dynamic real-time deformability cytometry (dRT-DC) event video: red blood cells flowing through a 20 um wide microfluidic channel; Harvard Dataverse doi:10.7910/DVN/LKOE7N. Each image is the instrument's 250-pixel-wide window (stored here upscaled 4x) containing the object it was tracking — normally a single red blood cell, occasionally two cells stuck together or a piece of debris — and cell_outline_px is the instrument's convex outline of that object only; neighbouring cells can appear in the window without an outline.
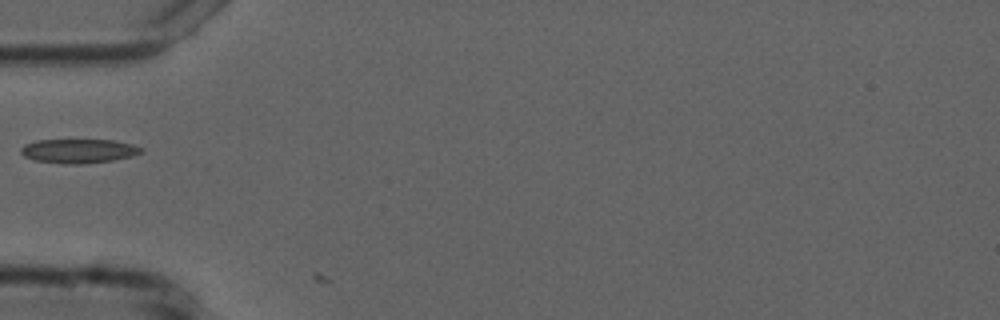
{"species": "common noctule bat (a hibernating species)", "species_latin": "Nyctalus noctula", "temperature_condition": "cold", "stored_images_in_passage": 2, "camera_frame_rate_fps": 3000, "um_per_image_px": 0.085, "animal": {"sex": "male", "forearm_length_mm": 52.5}, "frame": {"image": 1, "passage_image": 1, "time_ms": 0.0, "image_size_px": [1000, 320], "cell_outline_px": [[144, 152], [132, 156], [112, 160], [84, 164], [64, 164], [36, 160], [24, 156], [20, 152], [20, 148], [24, 144], [36, 140], [112, 140], [132, 144], [144, 148]], "centroid_in_image_um": [6.69, 12.83], "position_along_channel_um": 78.3, "area_um2": 16.99}}